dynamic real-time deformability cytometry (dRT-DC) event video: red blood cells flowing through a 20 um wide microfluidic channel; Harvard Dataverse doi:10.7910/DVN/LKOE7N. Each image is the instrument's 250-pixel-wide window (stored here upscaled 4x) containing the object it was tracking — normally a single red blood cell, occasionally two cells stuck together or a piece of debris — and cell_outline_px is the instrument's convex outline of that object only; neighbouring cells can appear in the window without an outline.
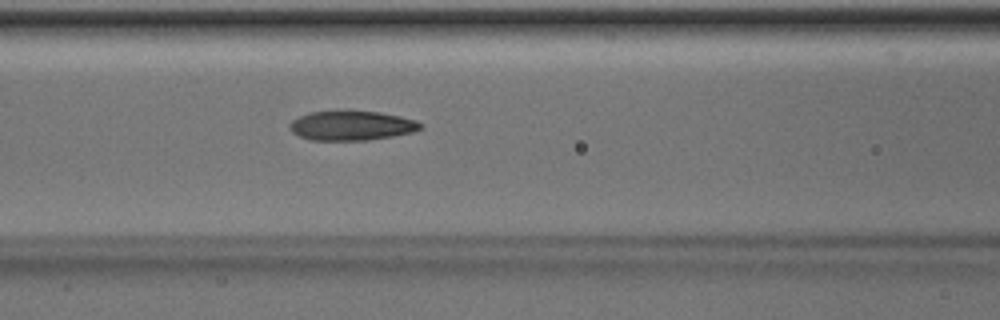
{"species": "Egyptian fruit bat (a non-hibernating species)", "species_latin": "Rousettus aegyptiacus", "temperature_condition": "room temperature", "stored_images_in_passage": 51, "camera_frame_rate_fps": 3000, "um_per_image_px": 0.085, "animal": {"sex": "male"}, "frame": {"image": 1, "passage_image": 21, "time_ms": 6.667, "image_size_px": [1000, 320], "cell_outline_px": [[424, 128], [412, 132], [392, 136], [368, 140], [312, 140], [300, 136], [292, 132], [288, 128], [288, 124], [292, 120], [300, 116], [312, 112], [380, 112], [400, 116], [416, 120], [424, 124]], "centroid_in_image_um": [29.91, 10.69], "position_along_channel_um": 136.7, "area_um2": 22.25}}
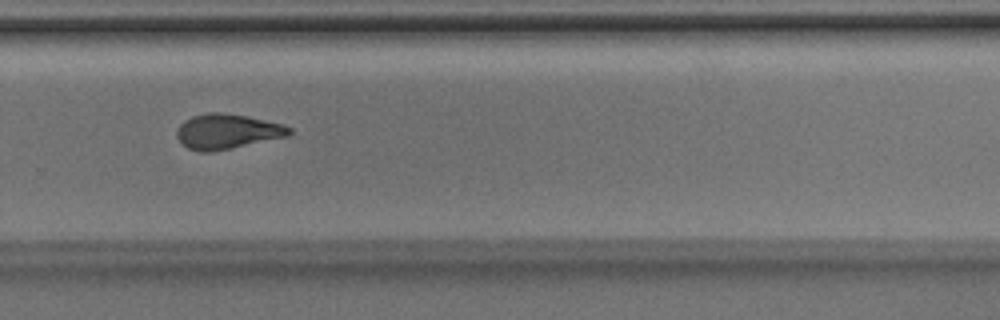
{"frame": {"image": 2, "passage_image": 34, "time_ms": 11.0, "image_size_px": [1000, 320], "cell_outline_px": [[292, 132], [288, 136], [232, 148], [212, 152], [200, 152], [188, 148], [176, 136], [176, 132], [180, 124], [184, 120], [192, 116], [212, 112], [220, 112], [244, 116], [264, 120], [280, 124], [292, 128]], "centroid_in_image_um": [19.29, 11.18], "position_along_channel_um": 310.5, "area_um2": 22.66}}
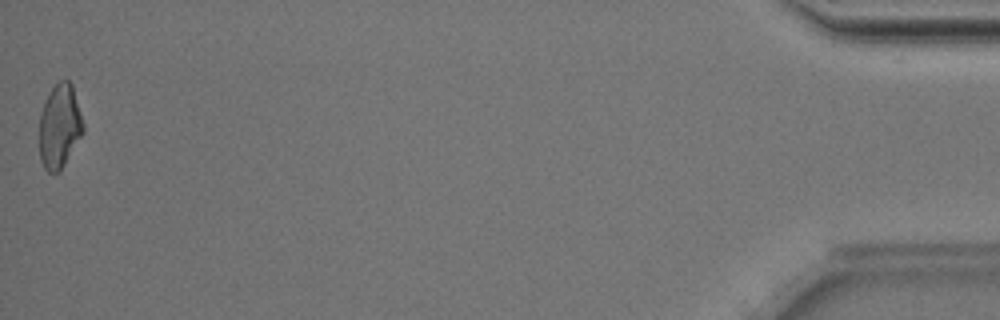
{"frame": {"image": 3, "passage_image": 50, "time_ms": 16.333, "image_size_px": [1000, 320], "cell_outline_px": [[84, 132], [60, 172], [48, 172], [44, 168], [40, 160], [40, 112], [52, 88], [60, 80], [68, 80], [72, 84], [84, 124]], "centroid_in_image_um": [5.08, 10.76], "position_along_channel_um": 430.1, "area_um2": 21.39}, "authors_computed_cell_mechanics": {"area_um2": 22.3108, "velocity_mm_per_s": 4.0341, "shape_relaxation_time_tau1_ms": 4.7708, "shape_relaxation_time_tau2_ms": 2.7899, "deformation_change_tau1": 0.1664, "deformation_change_tau2": 0.0998}}